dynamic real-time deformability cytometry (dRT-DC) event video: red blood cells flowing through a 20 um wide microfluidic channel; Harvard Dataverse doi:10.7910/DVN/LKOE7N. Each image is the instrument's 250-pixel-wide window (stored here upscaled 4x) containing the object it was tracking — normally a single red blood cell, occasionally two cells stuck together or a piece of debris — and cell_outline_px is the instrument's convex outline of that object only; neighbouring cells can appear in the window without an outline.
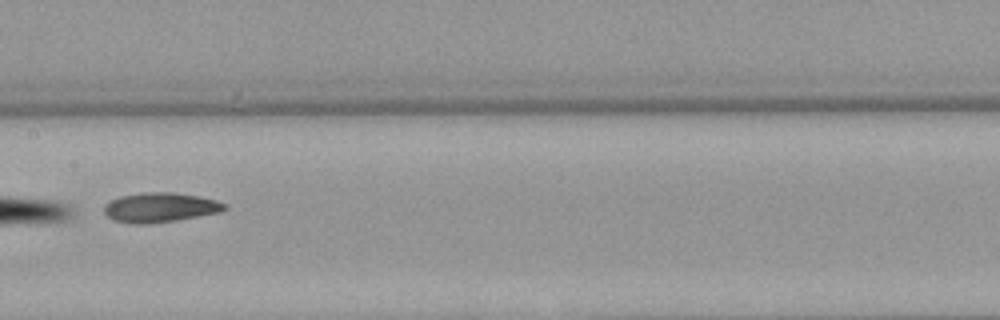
{"species": "Egyptian fruit bat (a non-hibernating species)", "species_latin": "Rousettus aegyptiacus", "temperature_condition": "warm", "stored_images_in_passage": 7, "camera_frame_rate_fps": 3000, "um_per_image_px": 0.085, "animal": {"sex": "female"}, "frame": {"image": 1, "passage_image": 7, "time_ms": 7.333, "image_size_px": [1000, 320], "cell_outline_px": [[228, 208], [220, 212], [176, 220], [148, 224], [132, 224], [112, 220], [104, 212], [104, 204], [120, 196], [144, 192], [172, 192], [200, 196], [216, 200], [228, 204]], "centroid_in_image_um": [13.62, 17.63], "position_along_channel_um": 193.8, "area_um2": 20.92}}